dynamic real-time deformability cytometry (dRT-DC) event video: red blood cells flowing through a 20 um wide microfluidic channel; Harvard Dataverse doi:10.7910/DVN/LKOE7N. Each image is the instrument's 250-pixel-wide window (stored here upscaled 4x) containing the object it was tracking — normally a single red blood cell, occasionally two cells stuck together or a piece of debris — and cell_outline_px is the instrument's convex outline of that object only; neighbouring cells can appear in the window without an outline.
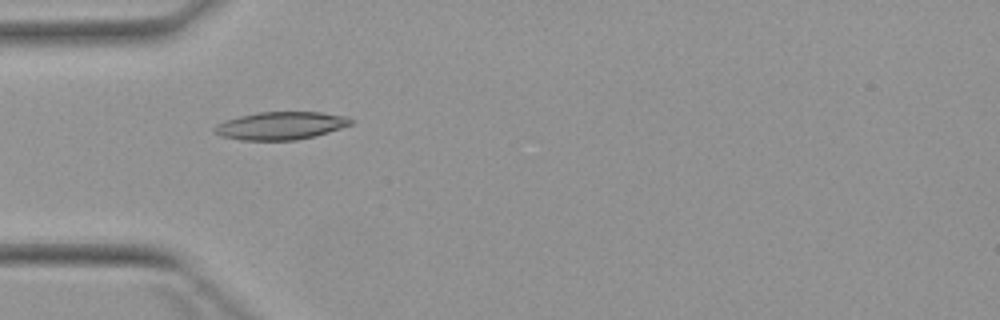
{"species": "Egyptian fruit bat (a non-hibernating species)", "species_latin": "Rousettus aegyptiacus", "temperature_condition": "warm", "stored_images_in_passage": 5, "camera_frame_rate_fps": 3000, "um_per_image_px": 0.085, "animal": {"sex": "female"}, "frame": {"image": 1, "passage_image": 4, "time_ms": 4.667, "image_size_px": [1000, 320], "cell_outline_px": [[352, 124], [328, 132], [296, 140], [240, 140], [220, 136], [212, 128], [216, 124], [224, 120], [256, 112], [320, 112], [344, 116], [352, 120]], "centroid_in_image_um": [23.8, 10.68], "position_along_channel_um": 61.2, "area_um2": 21.96}}
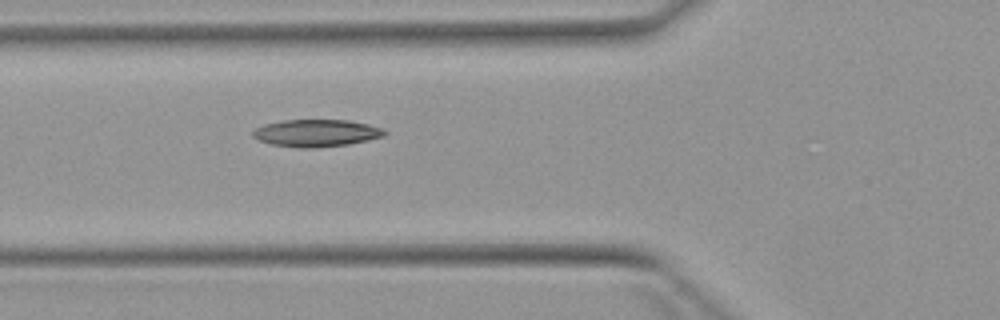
{"frame": {"image": 2, "passage_image": 5, "time_ms": 5.667, "image_size_px": [1000, 320], "cell_outline_px": [[388, 132], [384, 136], [368, 140], [348, 144], [316, 148], [300, 148], [272, 144], [260, 140], [252, 136], [252, 132], [256, 128], [264, 124], [284, 120], [348, 120], [368, 124], [384, 128]], "centroid_in_image_um": [26.92, 11.31], "position_along_channel_um": 98.9, "area_um2": 20.92}}